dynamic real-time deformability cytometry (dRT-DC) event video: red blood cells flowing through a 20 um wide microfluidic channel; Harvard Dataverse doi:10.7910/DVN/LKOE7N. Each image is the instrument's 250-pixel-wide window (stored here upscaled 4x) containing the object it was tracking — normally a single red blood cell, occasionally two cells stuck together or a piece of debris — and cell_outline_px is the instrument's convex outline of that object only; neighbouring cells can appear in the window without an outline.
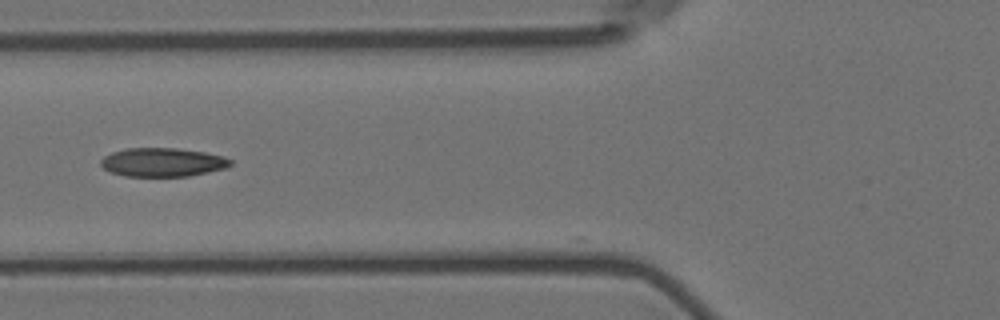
{"species": "Egyptian fruit bat (a non-hibernating species)", "species_latin": "Rousettus aegyptiacus", "temperature_condition": "room temperature", "stored_images_in_passage": 38, "camera_frame_rate_fps": 3000, "um_per_image_px": 0.085, "animal": {"sex": "female"}, "frame": {"image": 1, "passage_image": 3, "time_ms": 0.667, "image_size_px": [1000, 320], "cell_outline_px": [[232, 164], [228, 168], [188, 176], [124, 176], [112, 172], [104, 168], [100, 164], [100, 160], [104, 156], [112, 152], [128, 148], [176, 148], [204, 152], [224, 156], [232, 160]], "centroid_in_image_um": [13.85, 13.79], "position_along_channel_um": 112.0, "area_um2": 21.73}}
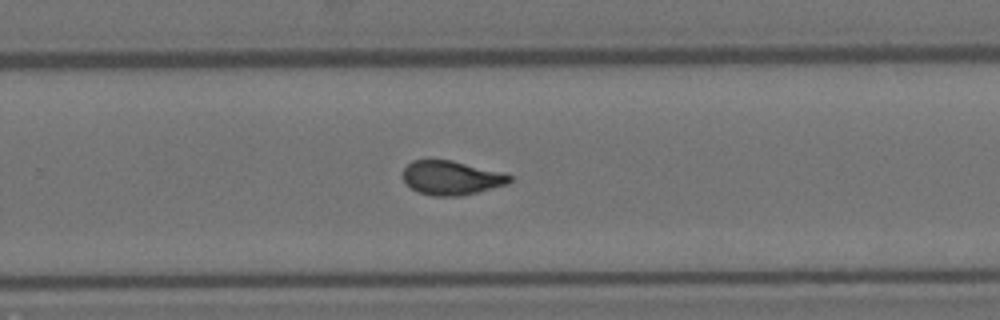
{"frame": {"image": 2, "passage_image": 18, "time_ms": 5.667, "image_size_px": [1000, 320], "cell_outline_px": [[512, 180], [508, 184], [460, 196], [432, 196], [420, 192], [412, 188], [404, 180], [404, 168], [412, 160], [452, 160], [504, 172], [512, 176]], "centroid_in_image_um": [38.41, 15.11], "position_along_channel_um": 291.4, "area_um2": 21.1}}
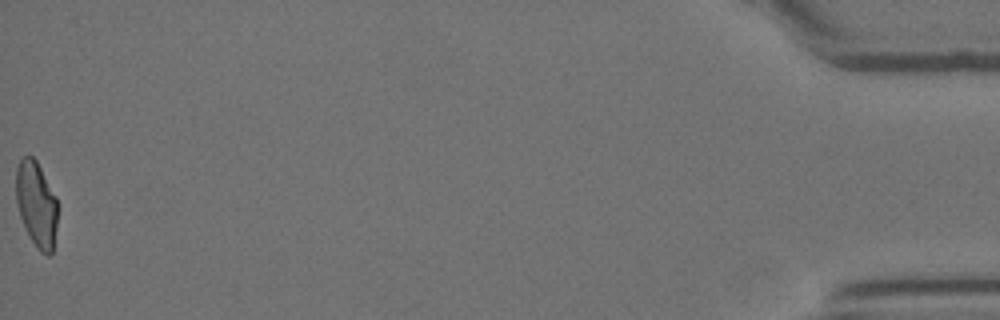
{"frame": {"image": 3, "passage_image": 38, "time_ms": 12.333, "image_size_px": [1000, 320], "cell_outline_px": [[56, 228], [52, 252], [48, 256], [40, 252], [36, 248], [20, 216], [16, 200], [16, 168], [20, 160], [24, 156], [32, 156], [36, 160], [56, 196]], "centroid_in_image_um": [3.09, 17.35], "position_along_channel_um": 432.1, "area_um2": 20.4}, "authors_computed_cell_mechanics": {"area_um2": 21.2993, "velocity_mm_per_s": 3.5963, "shape_relaxation_time_tau1_ms": 8.184, "shape_relaxation_time_tau2_ms": 1.3939, "deformation_change_tau1": 0.2005, "deformation_change_tau2": 0.0562}}